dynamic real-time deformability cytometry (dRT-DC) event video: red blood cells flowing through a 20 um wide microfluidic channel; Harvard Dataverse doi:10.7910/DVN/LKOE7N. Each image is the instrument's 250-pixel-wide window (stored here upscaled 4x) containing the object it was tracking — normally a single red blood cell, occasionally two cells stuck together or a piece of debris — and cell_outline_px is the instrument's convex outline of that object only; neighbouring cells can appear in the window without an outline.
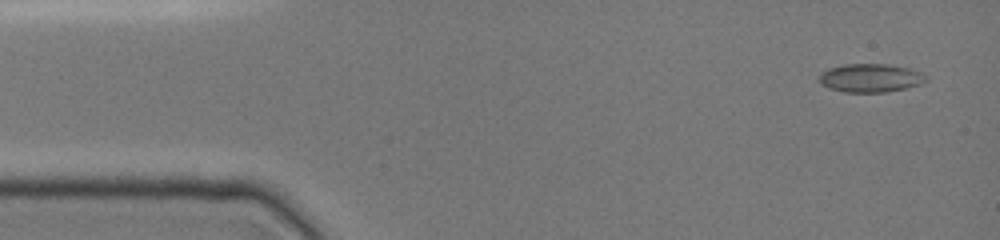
{"species": "common noctule bat (a hibernating species)", "species_latin": "Nyctalus noctula", "temperature_condition": "cold", "stored_images_in_passage": 24, "camera_frame_rate_fps": 3000, "um_per_image_px": 0.085, "animal": {"sex": "female", "body_mass_g": 19.0, "forearm_length_mm": 51.5}, "frame": {"image": 1, "passage_image": 1, "time_ms": 0.0, "image_size_px": [1000, 240], "cell_outline_px": [[928, 80], [920, 84], [904, 88], [884, 92], [844, 92], [828, 88], [820, 84], [820, 72], [828, 68], [844, 64], [888, 64], [908, 68], [924, 72], [928, 76]], "centroid_in_image_um": [74.0, 6.62], "position_along_channel_um": 11.0, "area_um2": 17.86}}
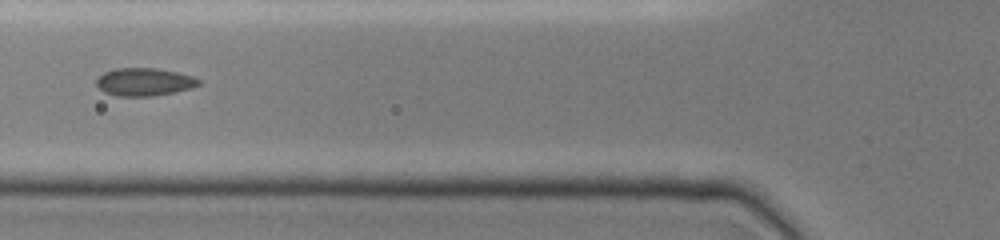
{"frame": {"image": 2, "passage_image": 14, "time_ms": 5.0, "image_size_px": [1000, 240], "cell_outline_px": [[200, 84], [192, 88], [152, 96], [120, 96], [104, 92], [96, 84], [96, 80], [104, 72], [116, 68], [156, 68], [176, 72], [192, 76], [200, 80]], "centroid_in_image_um": [12.26, 6.96], "position_along_channel_um": 113.5, "area_um2": 16.42}}
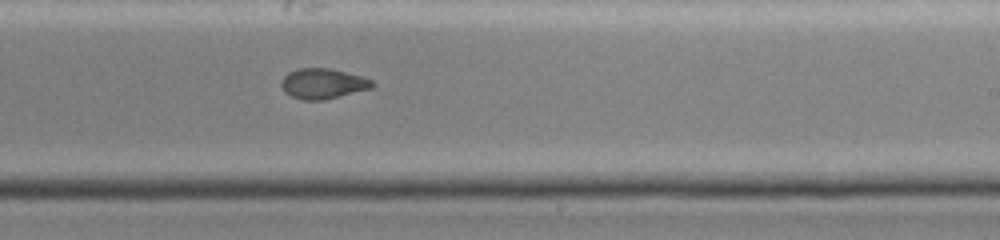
{"frame": {"image": 3, "passage_image": 24, "time_ms": 8.667, "image_size_px": [1000, 240], "cell_outline_px": [[376, 84], [372, 88], [324, 100], [300, 100], [284, 92], [280, 84], [284, 76], [288, 72], [296, 68], [328, 68], [360, 76], [372, 80]], "centroid_in_image_um": [27.42, 7.11], "position_along_channel_um": 261.6, "area_um2": 16.07}}